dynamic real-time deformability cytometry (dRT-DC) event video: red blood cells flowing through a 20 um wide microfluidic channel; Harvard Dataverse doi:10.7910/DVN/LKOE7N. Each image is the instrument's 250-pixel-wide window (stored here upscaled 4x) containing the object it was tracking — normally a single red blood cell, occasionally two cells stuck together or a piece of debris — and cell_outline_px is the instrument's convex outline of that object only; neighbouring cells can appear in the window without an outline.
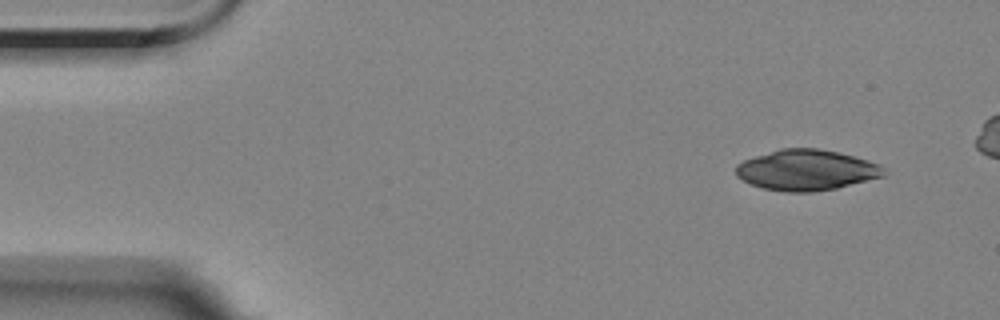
{"species": "Egyptian fruit bat (a non-hibernating species)", "species_latin": "Rousettus aegyptiacus", "temperature_condition": "room temperature", "stored_images_in_passage": 5, "camera_frame_rate_fps": 3000, "um_per_image_px": 0.085, "animal": {"sex": "female"}, "frame": {"image": 1, "passage_image": 1, "time_ms": 0.0, "image_size_px": [1000, 320], "cell_outline_px": [[888, 172], [884, 176], [836, 188], [812, 192], [784, 192], [764, 188], [752, 184], [736, 176], [736, 164], [744, 160], [780, 148], [816, 148], [840, 152], [868, 160], [884, 168]], "centroid_in_image_um": [68.56, 14.45], "position_along_channel_um": 16.4, "area_um2": 34.97}}